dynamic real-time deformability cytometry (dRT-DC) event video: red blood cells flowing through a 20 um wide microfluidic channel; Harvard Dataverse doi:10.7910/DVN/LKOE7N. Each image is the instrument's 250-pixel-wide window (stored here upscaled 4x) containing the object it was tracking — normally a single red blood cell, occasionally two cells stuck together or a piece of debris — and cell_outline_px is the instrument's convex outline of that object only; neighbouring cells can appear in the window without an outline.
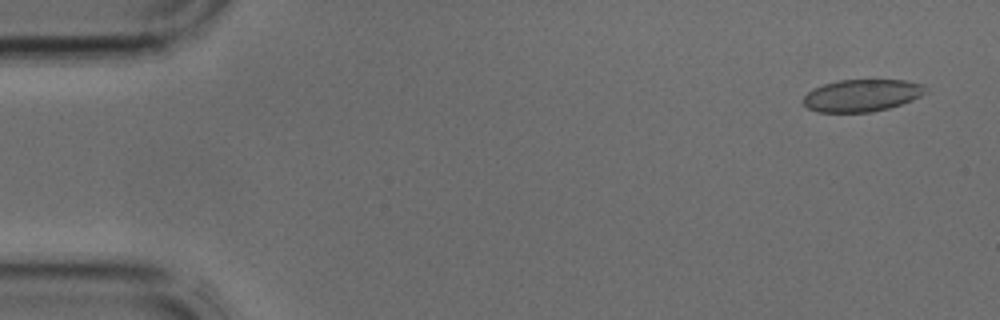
{"species": "common noctule bat (a hibernating species)", "species_latin": "Nyctalus noctula", "temperature_condition": "cold", "stored_images_in_passage": 4, "camera_frame_rate_fps": 3000, "um_per_image_px": 0.085, "animal": {"sex": "male", "body_mass_g": 17.9, "forearm_length_mm": 54.2}, "frame": {"image": 1, "passage_image": 1, "time_ms": 0.0, "image_size_px": [1000, 320], "cell_outline_px": [[928, 92], [912, 100], [888, 108], [872, 112], [816, 112], [808, 108], [804, 104], [804, 96], [812, 88], [824, 84], [840, 80], [904, 80], [924, 84]], "centroid_in_image_um": [73.27, 8.11], "position_along_channel_um": 11.7, "area_um2": 22.95}}